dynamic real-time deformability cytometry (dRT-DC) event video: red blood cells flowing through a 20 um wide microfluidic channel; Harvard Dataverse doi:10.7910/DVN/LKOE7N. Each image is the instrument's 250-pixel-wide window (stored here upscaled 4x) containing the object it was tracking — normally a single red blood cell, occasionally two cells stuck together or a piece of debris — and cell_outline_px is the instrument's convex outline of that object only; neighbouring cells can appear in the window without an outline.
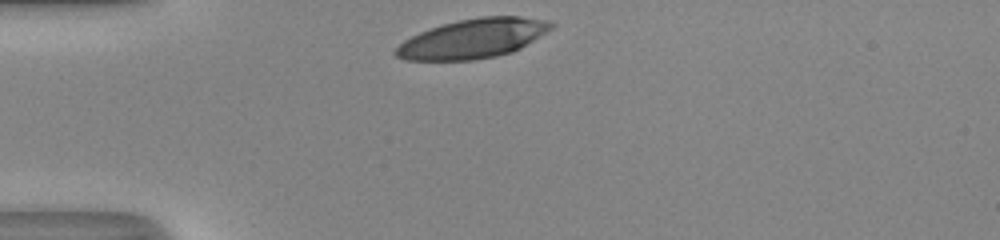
{"species": "human", "species_latin": "Homo sapiens", "temperature_condition": "room temperature", "stored_images_in_passage": 28, "camera_frame_rate_fps": 3000, "um_per_image_px": 0.085, "donor": {"sex": "male"}, "frame": {"image": 1, "passage_image": 1, "time_ms": 0.0, "image_size_px": [1000, 240], "cell_outline_px": [[556, 24], [552, 28], [520, 48], [512, 52], [496, 56], [472, 60], [404, 60], [396, 56], [392, 52], [404, 40], [420, 32], [444, 24], [460, 20], [480, 16], [520, 16], [552, 20]], "centroid_in_image_um": [40.22, 3.27], "position_along_channel_um": 44.8, "area_um2": 35.55}}
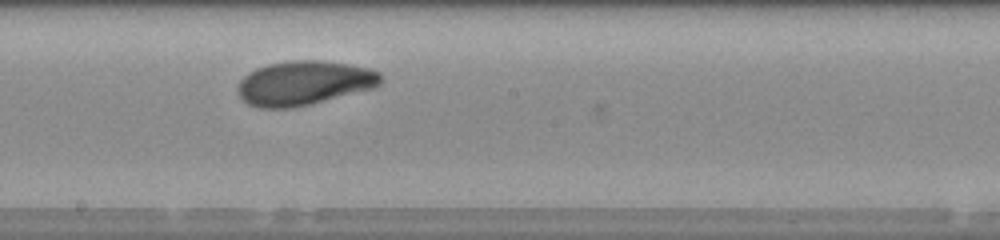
{"frame": {"image": 2, "passage_image": 16, "time_ms": 5.0, "image_size_px": [1000, 240], "cell_outline_px": [[380, 84], [372, 88], [292, 108], [260, 108], [248, 104], [236, 92], [236, 88], [240, 80], [244, 76], [256, 68], [268, 64], [292, 60], [324, 60], [352, 64], [368, 68], [380, 72]], "centroid_in_image_um": [25.8, 7.04], "position_along_channel_um": 222.4, "area_um2": 36.76}}
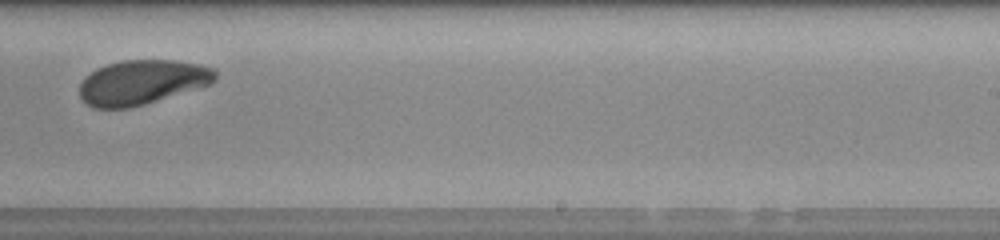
{"frame": {"image": 3, "passage_image": 20, "time_ms": 6.333, "image_size_px": [1000, 240], "cell_outline_px": [[216, 80], [212, 84], [144, 104], [128, 108], [92, 108], [80, 96], [80, 84], [84, 76], [96, 68], [120, 60], [176, 60], [200, 64], [216, 68]], "centroid_in_image_um": [12.09, 6.97], "position_along_channel_um": 276.9, "area_um2": 35.43}, "authors_computed_cell_mechanics": {"area_um2": 36.4429, "velocity_mm_per_s": 4.1011, "shape_relaxation_time_tau1_ms": 2.8461, "shape_relaxation_time_tau2_ms": 3.5188, "deformation_change_tau1": 0.1505, "deformation_change_tau2": 0.0791}}